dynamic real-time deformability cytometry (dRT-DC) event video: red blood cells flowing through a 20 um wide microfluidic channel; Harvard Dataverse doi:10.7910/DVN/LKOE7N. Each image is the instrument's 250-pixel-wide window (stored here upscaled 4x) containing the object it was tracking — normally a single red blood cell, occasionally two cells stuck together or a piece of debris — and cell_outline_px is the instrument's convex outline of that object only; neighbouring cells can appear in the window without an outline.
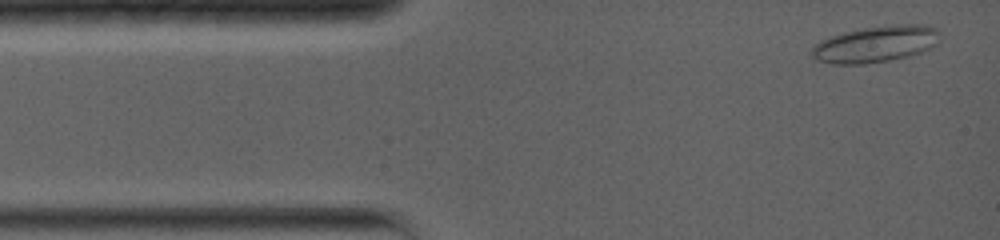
{"species": "common noctule bat (a hibernating species)", "species_latin": "Nyctalus noctula", "temperature_condition": "warm", "stored_images_in_passage": 47, "camera_frame_rate_fps": 5000, "um_per_image_px": 0.085, "animal": {"sex": "female", "body_mass_g": 19.0, "forearm_length_mm": 56.7}, "frame": {"image": 1, "passage_image": 2, "time_ms": 0.4, "image_size_px": [1000, 240], "cell_outline_px": [[940, 32], [936, 44], [932, 48], [908, 56], [888, 60], [864, 64], [832, 64], [816, 60], [812, 56], [812, 44], [820, 40], [844, 32], [864, 28], [896, 24], [928, 24], [936, 28]], "centroid_in_image_um": [74.43, 3.74], "position_along_channel_um": 10.6, "area_um2": 27.28}}
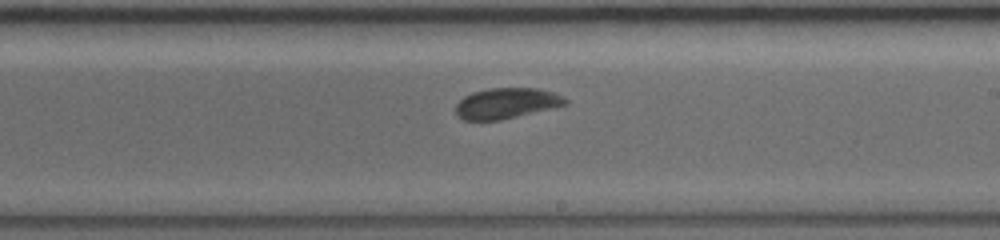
{"frame": {"image": 2, "passage_image": 24, "time_ms": 8.0, "image_size_px": [1000, 240], "cell_outline_px": [[568, 104], [552, 108], [500, 120], [464, 120], [456, 116], [456, 104], [464, 96], [472, 92], [488, 88], [536, 88], [552, 92], [564, 96], [568, 100]], "centroid_in_image_um": [43.04, 8.77], "position_along_channel_um": 246.0, "area_um2": 19.59}}
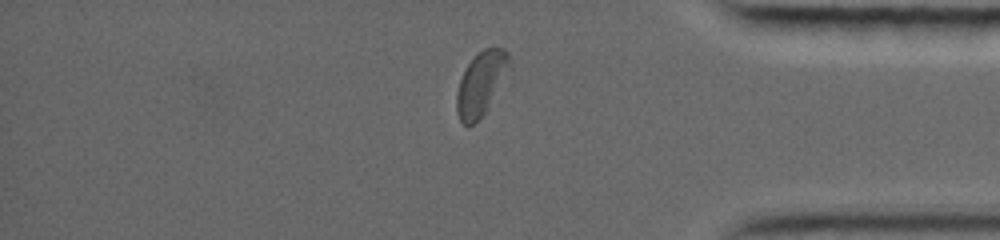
{"frame": {"image": 3, "passage_image": 41, "time_ms": 12.2, "image_size_px": [1000, 240], "cell_outline_px": [[512, 68], [488, 108], [468, 128], [460, 120], [456, 112], [456, 92], [464, 68], [484, 48], [504, 48], [508, 52], [512, 60]], "centroid_in_image_um": [40.93, 7.08], "position_along_channel_um": 394.3, "area_um2": 19.83}, "authors_computed_cell_mechanics": {"area_um2": 20.23, "velocity_mm_per_s": 3.9176, "shape_relaxation_time_tau1_ms": 6.39, "shape_relaxation_time_tau2_ms": 1.7582, "deformation_change_tau1": 0.1115, "deformation_change_tau2": 0.0496}}